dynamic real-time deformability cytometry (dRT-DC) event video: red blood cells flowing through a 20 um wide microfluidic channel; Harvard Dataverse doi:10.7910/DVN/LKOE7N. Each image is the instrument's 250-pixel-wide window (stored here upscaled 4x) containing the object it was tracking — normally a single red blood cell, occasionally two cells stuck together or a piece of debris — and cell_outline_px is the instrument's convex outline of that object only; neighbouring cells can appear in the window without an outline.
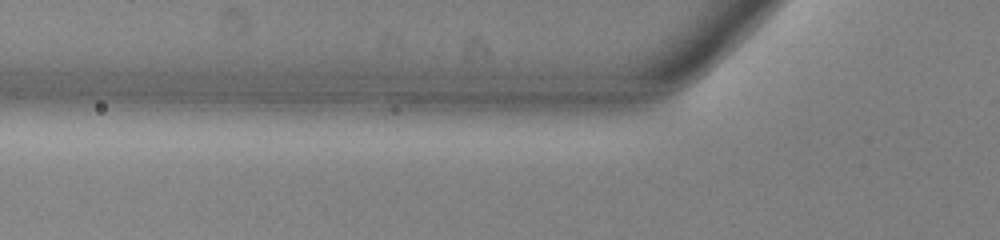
{"species": "common noctule bat (a hibernating species)", "species_latin": "Nyctalus noctula", "temperature_condition": "warm", "stored_images_in_passage": 5, "camera_frame_rate_fps": 3000, "um_per_image_px": 0.085, "animal": {"sex": "male", "body_mass_g": 13.0, "forearm_length_mm": 53.1}, "frame": {"image": 1, "passage_image": 2, "time_ms": 0.333, "image_size_px": [1000, 240], "cell_outline_px": [[592, 108], [552, 112], [508, 112], [412, 108], [400, 100], [396, 92], [592, 100]], "centroid_in_image_um": [41.74, 8.76], "position_along_channel_um": 84.1, "area_um2": 19.54}}